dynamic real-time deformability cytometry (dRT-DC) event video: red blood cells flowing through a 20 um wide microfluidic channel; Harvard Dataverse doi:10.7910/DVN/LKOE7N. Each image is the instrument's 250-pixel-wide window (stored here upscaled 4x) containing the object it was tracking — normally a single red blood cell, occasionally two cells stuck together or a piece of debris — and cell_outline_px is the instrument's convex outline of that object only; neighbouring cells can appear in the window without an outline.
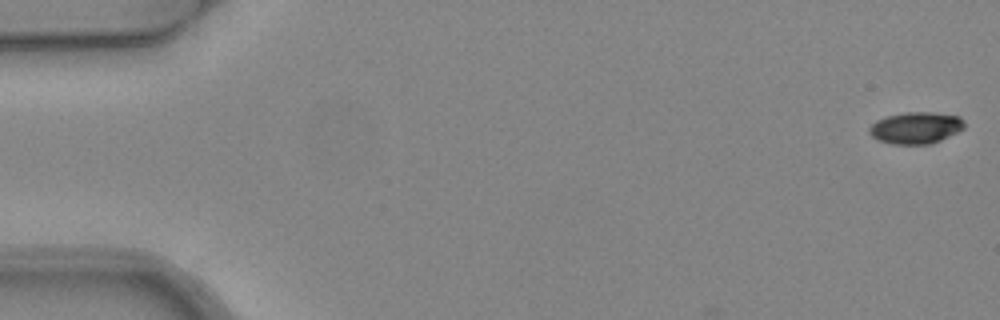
{"species": "common noctule bat (a hibernating species)", "species_latin": "Nyctalus noctula", "temperature_condition": "warm", "stored_images_in_passage": 5, "camera_frame_rate_fps": 3000, "um_per_image_px": 0.085, "animal": {"sex": "female", "body_mass_g": 24.6, "forearm_length_mm": 56.2}, "frame": {"image": 1, "passage_image": 1, "time_ms": 0.0, "image_size_px": [1000, 320], "cell_outline_px": [[964, 128], [932, 144], [892, 144], [876, 140], [868, 132], [868, 128], [876, 120], [888, 116], [908, 112], [932, 112], [960, 116], [964, 120]], "centroid_in_image_um": [77.82, 10.87], "position_along_channel_um": 7.2, "area_um2": 17.57}}
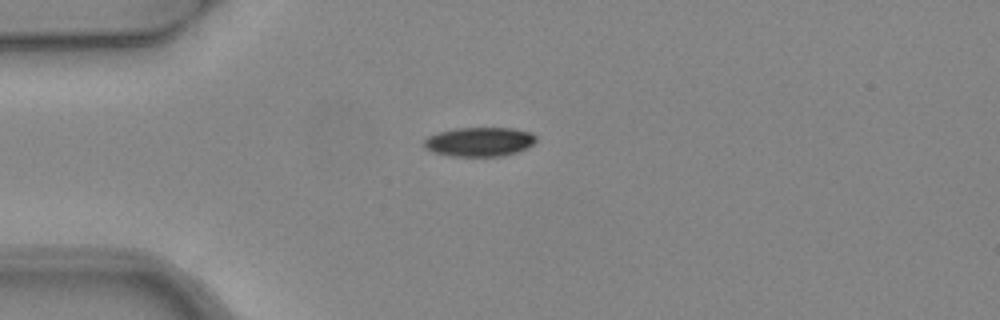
{"frame": {"image": 2, "passage_image": 4, "time_ms": 1.0, "image_size_px": [1000, 320], "cell_outline_px": [[536, 140], [532, 144], [516, 152], [500, 156], [452, 156], [432, 152], [424, 148], [424, 140], [428, 136], [436, 132], [456, 128], [512, 128], [532, 132], [536, 136]], "centroid_in_image_um": [40.71, 12.04], "position_along_channel_um": 44.3, "area_um2": 19.07}}